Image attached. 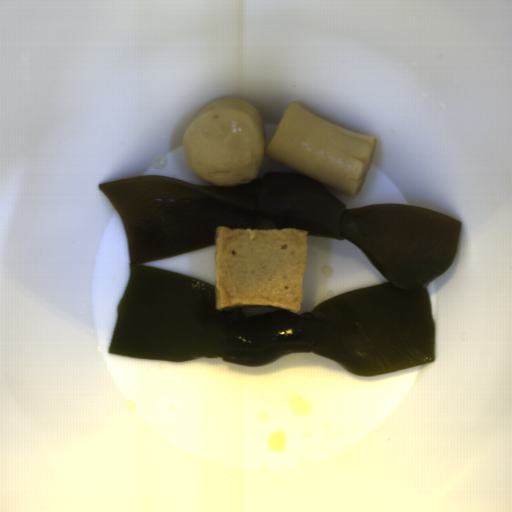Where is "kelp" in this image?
Here are the masks:
<instances>
[{"label": "kelp", "mask_w": 512, "mask_h": 512, "mask_svg": "<svg viewBox=\"0 0 512 512\" xmlns=\"http://www.w3.org/2000/svg\"><path fill=\"white\" fill-rule=\"evenodd\" d=\"M97 185L124 222L130 258L108 353L262 367L313 352L363 377L435 361L427 287L454 261L460 220L402 202L346 207L325 185L296 173L232 187L151 175ZM223 226L347 239L388 281L301 314L272 306L217 311L215 286L140 264L215 245Z\"/></svg>", "instance_id": "1"}]
</instances>
